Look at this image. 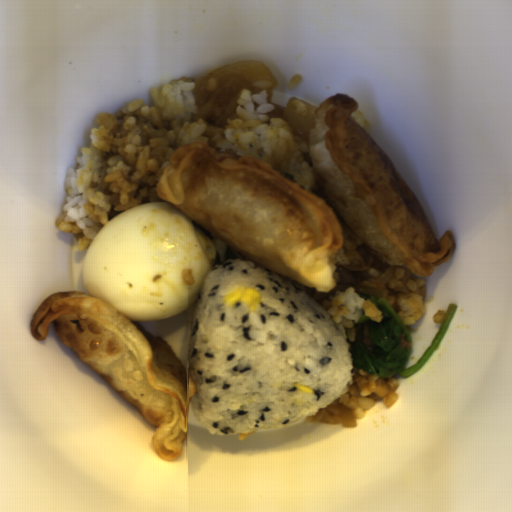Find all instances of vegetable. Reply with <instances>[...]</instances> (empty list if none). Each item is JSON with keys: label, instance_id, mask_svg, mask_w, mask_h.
<instances>
[{"label": "vegetable", "instance_id": "add77e79", "mask_svg": "<svg viewBox=\"0 0 512 512\" xmlns=\"http://www.w3.org/2000/svg\"><path fill=\"white\" fill-rule=\"evenodd\" d=\"M358 294L364 300L370 301L381 312L382 320L374 322L364 315L360 316L355 326L367 322L369 341L374 348L367 350L366 344L363 342H352L348 348L351 354L352 368L365 370L384 378L402 377L407 379L418 372L443 340L458 309L457 304H448L432 344L414 365L407 368L413 340L402 318L386 299L359 292Z\"/></svg>", "mask_w": 512, "mask_h": 512}]
</instances>
